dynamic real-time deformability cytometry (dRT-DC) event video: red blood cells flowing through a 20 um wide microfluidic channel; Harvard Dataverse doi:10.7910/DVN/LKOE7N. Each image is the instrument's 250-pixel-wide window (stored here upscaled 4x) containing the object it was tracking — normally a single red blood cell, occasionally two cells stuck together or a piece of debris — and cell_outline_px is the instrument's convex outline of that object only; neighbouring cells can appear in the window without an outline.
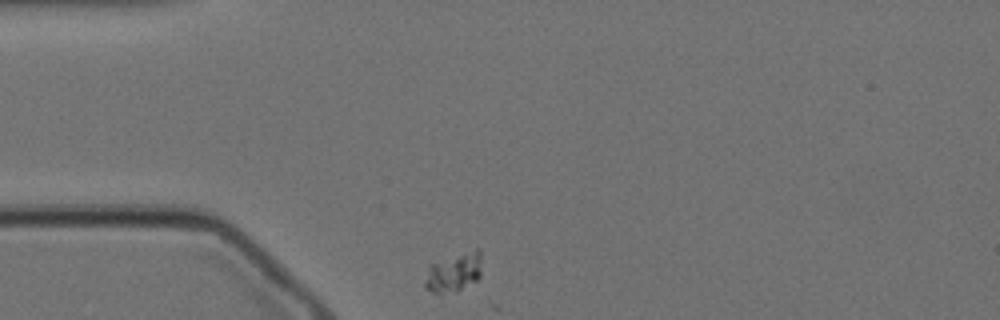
{"species": "Egyptian fruit bat (a non-hibernating species)", "species_latin": "Rousettus aegyptiacus", "temperature_condition": "cold", "stored_images_in_passage": 2, "camera_frame_rate_fps": 3000, "um_per_image_px": 0.085, "animal": {"sex": "female"}, "frame": {"image": 1, "passage_image": 1, "time_ms": 0.0, "image_size_px": [1000, 320], "cell_outline_px": [[480, 276], [476, 280], [456, 292], [440, 296], [432, 292], [424, 284], [432, 264], [476, 248], [480, 248]], "centroid_in_image_um": [38.61, 23.2], "position_along_channel_um": 46.4, "area_um2": 12.6}}